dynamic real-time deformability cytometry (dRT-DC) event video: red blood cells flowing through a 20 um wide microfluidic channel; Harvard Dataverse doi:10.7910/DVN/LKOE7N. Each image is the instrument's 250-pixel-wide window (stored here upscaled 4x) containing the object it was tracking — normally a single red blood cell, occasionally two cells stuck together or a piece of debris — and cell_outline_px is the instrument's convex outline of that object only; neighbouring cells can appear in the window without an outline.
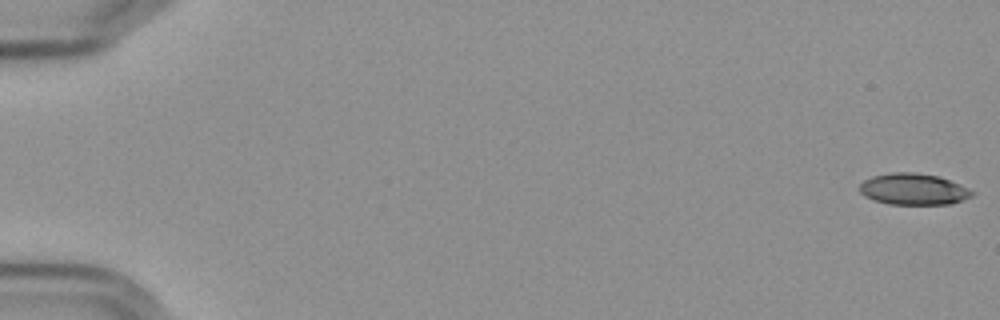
{"species": "Egyptian fruit bat (a non-hibernating species)", "species_latin": "Rousettus aegyptiacus", "temperature_condition": "cold", "stored_images_in_passage": 15, "camera_frame_rate_fps": 3000, "um_per_image_px": 0.085, "frame": {"image": 1, "passage_image": 1, "time_ms": 0.0, "image_size_px": [1000, 320], "cell_outline_px": [[976, 192], [972, 196], [964, 200], [952, 204], [888, 204], [872, 200], [864, 196], [860, 192], [860, 184], [864, 180], [872, 176], [892, 172], [912, 172], [940, 176], [968, 188]], "centroid_in_image_um": [77.65, 16.08], "position_along_channel_um": 7.3, "area_um2": 20.75}}